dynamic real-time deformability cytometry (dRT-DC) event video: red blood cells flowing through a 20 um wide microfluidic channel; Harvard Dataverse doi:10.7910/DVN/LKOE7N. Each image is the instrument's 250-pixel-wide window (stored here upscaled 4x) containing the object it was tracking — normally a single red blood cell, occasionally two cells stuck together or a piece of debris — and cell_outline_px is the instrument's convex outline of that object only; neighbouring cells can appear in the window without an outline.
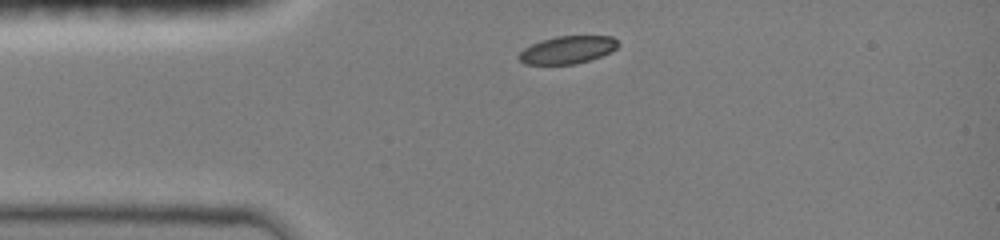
{"species": "common noctule bat (a hibernating species)", "species_latin": "Nyctalus noctula", "temperature_condition": "room temperature", "stored_images_in_passage": 3, "camera_frame_rate_fps": 3000, "um_per_image_px": 0.085, "animal": {"sex": "female", "body_mass_g": 19.0, "forearm_length_mm": 51.5}, "frame": {"image": 1, "passage_image": 1, "time_ms": 0.0, "image_size_px": [1000, 240], "cell_outline_px": [[620, 44], [616, 48], [600, 56], [588, 60], [572, 64], [524, 64], [516, 56], [524, 48], [540, 40], [556, 36], [612, 36]], "centroid_in_image_um": [48.2, 4.22], "position_along_channel_um": 36.8, "area_um2": 15.84}}